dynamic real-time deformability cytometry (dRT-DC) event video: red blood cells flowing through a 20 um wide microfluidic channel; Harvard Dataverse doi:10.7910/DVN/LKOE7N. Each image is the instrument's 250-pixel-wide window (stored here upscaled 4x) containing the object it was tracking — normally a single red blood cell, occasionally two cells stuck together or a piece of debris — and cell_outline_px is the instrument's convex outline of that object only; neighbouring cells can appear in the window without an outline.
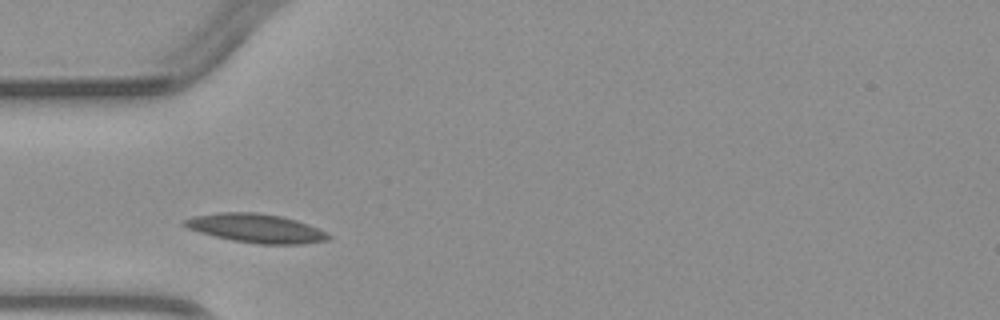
{"species": "common noctule bat (a hibernating species)", "species_latin": "Nyctalus noctula", "temperature_condition": "warm", "stored_images_in_passage": 1, "camera_frame_rate_fps": 3000, "um_per_image_px": 0.085, "animal": {"sex": "male", "body_mass_g": 23.1, "forearm_length_mm": 52.7}, "frame": {"image": 1, "passage_image": 1, "time_ms": 0.0, "image_size_px": [1000, 320], "cell_outline_px": [[332, 236], [328, 240], [304, 244], [256, 244], [232, 240], [200, 232], [188, 228], [180, 224], [184, 220], [192, 216], [216, 212], [256, 212], [280, 216], [296, 220], [308, 224], [328, 232]], "centroid_in_image_um": [21.77, 19.4], "position_along_channel_um": 63.2, "area_um2": 24.33}}